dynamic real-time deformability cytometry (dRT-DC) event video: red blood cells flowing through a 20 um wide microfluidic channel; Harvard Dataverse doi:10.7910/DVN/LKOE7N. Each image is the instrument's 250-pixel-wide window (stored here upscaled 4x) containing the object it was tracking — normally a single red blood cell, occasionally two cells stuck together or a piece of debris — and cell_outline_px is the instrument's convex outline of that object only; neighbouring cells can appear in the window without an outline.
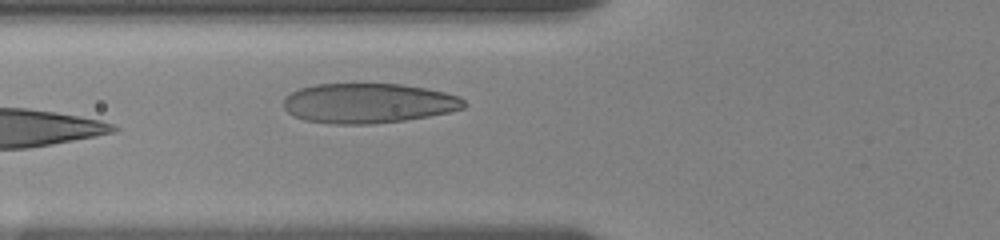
{"species": "human", "species_latin": "Homo sapiens", "temperature_condition": "room temperature", "stored_images_in_passage": 7, "camera_frame_rate_fps": 3000, "um_per_image_px": 0.085, "donor": {"sex": "female"}, "frame": {"image": 1, "passage_image": 7, "time_ms": 7.333, "image_size_px": [1000, 240], "cell_outline_px": [[468, 104], [464, 108], [448, 112], [428, 116], [404, 120], [368, 124], [332, 124], [304, 120], [292, 116], [284, 108], [284, 100], [292, 92], [300, 88], [316, 84], [400, 84], [424, 88], [444, 92], [460, 96]], "centroid_in_image_um": [31.31, 8.77], "position_along_channel_um": 94.5, "area_um2": 41.85}}